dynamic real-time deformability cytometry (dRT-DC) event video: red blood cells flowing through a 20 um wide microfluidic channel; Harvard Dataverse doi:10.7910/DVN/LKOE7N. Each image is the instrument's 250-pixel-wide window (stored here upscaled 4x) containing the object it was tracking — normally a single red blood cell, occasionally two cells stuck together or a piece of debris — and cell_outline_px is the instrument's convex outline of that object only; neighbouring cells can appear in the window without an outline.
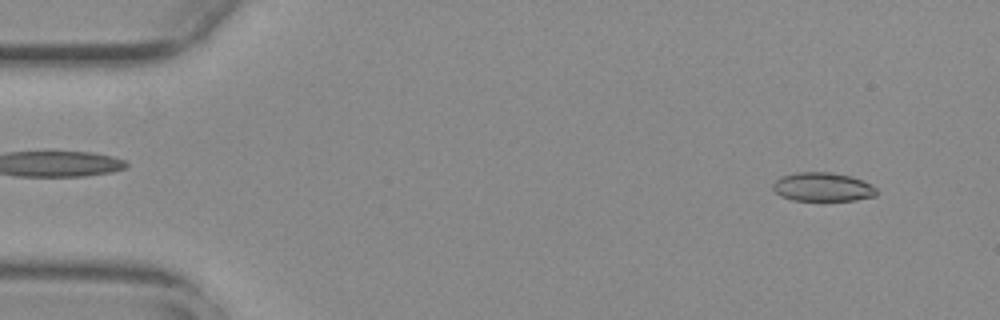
{"species": "common noctule bat (a hibernating species)", "species_latin": "Nyctalus noctula", "temperature_condition": "warm", "stored_images_in_passage": 53, "camera_frame_rate_fps": 3000, "um_per_image_px": 0.085, "animal": {"sex": "female", "body_mass_g": 29.2, "forearm_length_mm": 56.3}, "frame": {"image": 1, "passage_image": 4, "time_ms": 1.0, "image_size_px": [1000, 320], "cell_outline_px": [[876, 196], [856, 200], [792, 200], [780, 196], [772, 188], [772, 184], [780, 176], [796, 172], [832, 172], [852, 176], [872, 184], [876, 188]], "centroid_in_image_um": [69.92, 15.88], "position_along_channel_um": 15.1, "area_um2": 17.57}}
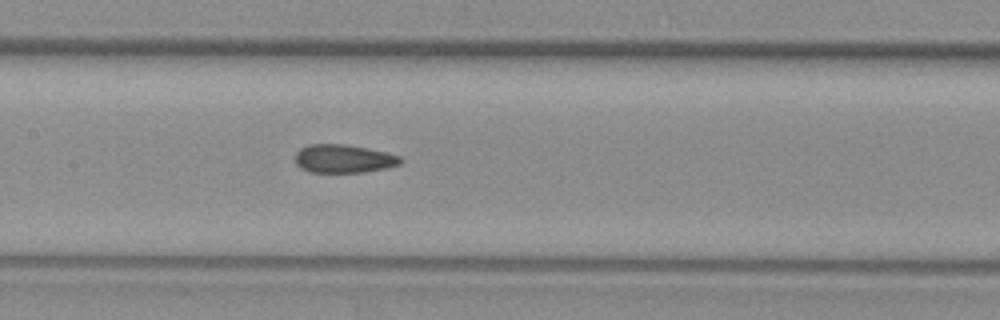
{"frame": {"image": 2, "passage_image": 26, "time_ms": 8.333, "image_size_px": [1000, 320], "cell_outline_px": [[404, 160], [400, 164], [384, 168], [364, 172], [308, 172], [300, 168], [296, 164], [296, 152], [300, 148], [308, 144], [344, 144], [384, 152], [400, 156]], "centroid_in_image_um": [29.17, 13.49], "position_along_channel_um": 178.2, "area_um2": 17.28}}
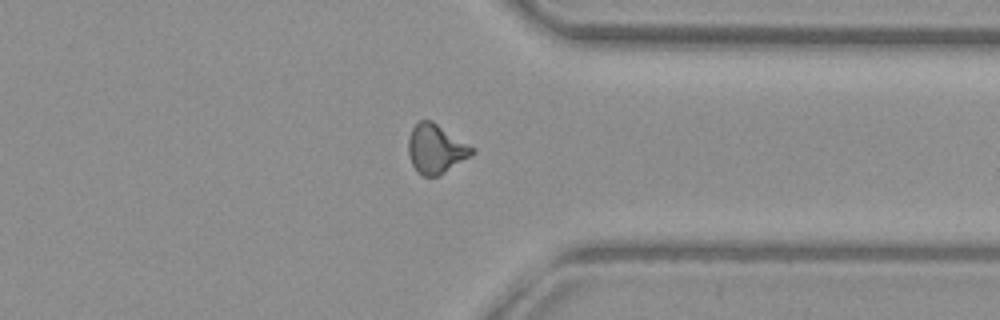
{"frame": {"image": 3, "passage_image": 42, "time_ms": 13.667, "image_size_px": [1000, 320], "cell_outline_px": [[476, 152], [472, 156], [440, 176], [424, 176], [412, 164], [408, 152], [408, 140], [412, 128], [420, 120], [432, 120], [476, 148]], "centroid_in_image_um": [37.1, 12.65], "position_along_channel_um": 374.3, "area_um2": 18.44}}